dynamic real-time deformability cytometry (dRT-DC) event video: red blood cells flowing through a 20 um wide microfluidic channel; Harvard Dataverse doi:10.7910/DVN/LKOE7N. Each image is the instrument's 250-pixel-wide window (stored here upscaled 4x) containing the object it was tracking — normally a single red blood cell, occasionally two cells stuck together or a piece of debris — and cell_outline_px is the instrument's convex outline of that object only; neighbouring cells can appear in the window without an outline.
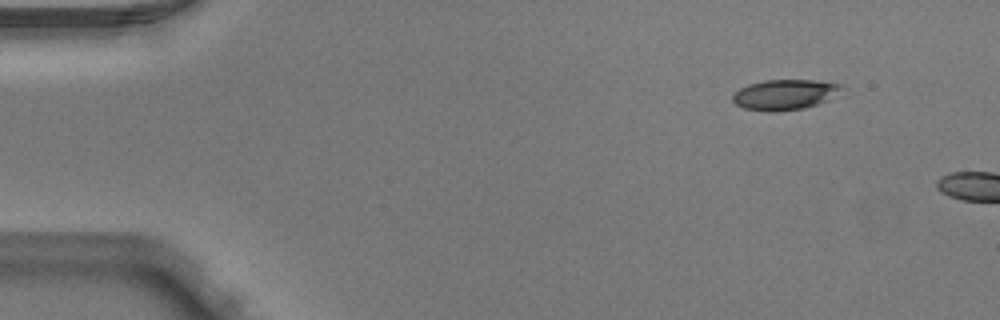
{"species": "Egyptian fruit bat (a non-hibernating species)", "species_latin": "Rousettus aegyptiacus", "temperature_condition": "warm", "stored_images_in_passage": 2, "camera_frame_rate_fps": 3000, "um_per_image_px": 0.085, "animal": {"sex": "male"}, "frame": {"image": 1, "passage_image": 1, "time_ms": 0.0, "image_size_px": [1000, 320], "cell_outline_px": [[844, 88], [828, 100], [804, 108], [776, 112], [768, 112], [744, 108], [736, 104], [732, 100], [732, 96], [740, 88], [748, 84], [764, 80], [820, 80], [844, 84]], "centroid_in_image_um": [66.73, 8.03], "position_along_channel_um": 18.3, "area_um2": 19.42}}